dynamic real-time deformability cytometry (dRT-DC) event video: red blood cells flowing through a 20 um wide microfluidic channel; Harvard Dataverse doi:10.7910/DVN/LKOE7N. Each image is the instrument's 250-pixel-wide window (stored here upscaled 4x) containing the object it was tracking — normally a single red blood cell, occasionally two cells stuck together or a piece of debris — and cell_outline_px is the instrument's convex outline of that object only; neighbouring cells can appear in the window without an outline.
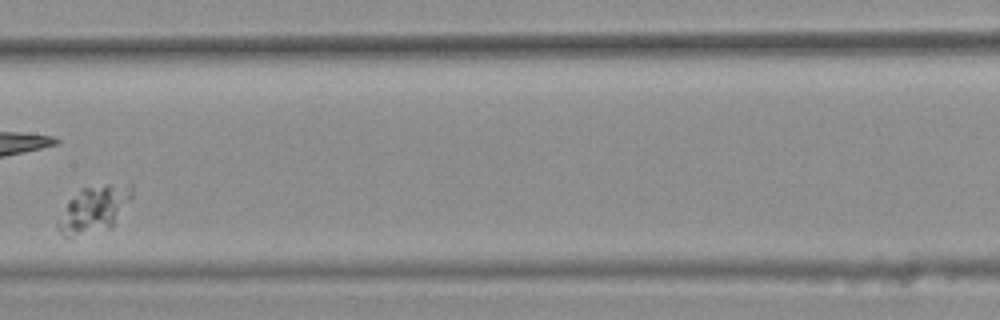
{"species": "common noctule bat (a hibernating species)", "species_latin": "Nyctalus noctula", "temperature_condition": "warm", "stored_images_in_passage": 8, "camera_frame_rate_fps": 3000, "um_per_image_px": 0.085, "animal": {"sex": "female", "body_mass_g": 25.1}, "frame": {"image": 1, "passage_image": 6, "time_ms": 1.667, "image_size_px": [1000, 320], "cell_outline_px": [[132, 196], [112, 228], [68, 236], [64, 236], [56, 228], [56, 224], [68, 200], [80, 188], [104, 184], [132, 180]], "centroid_in_image_um": [8.04, 17.7], "position_along_channel_um": 199.4, "area_um2": 20.35}}
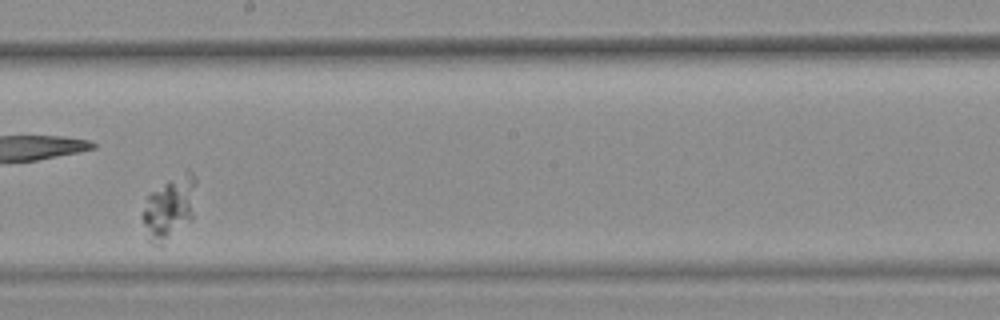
{"frame": {"image": 2, "passage_image": 7, "time_ms": 2.0, "image_size_px": [1000, 320], "cell_outline_px": [[192, 220], [160, 248], [148, 240], [140, 216], [148, 196], [152, 192], [168, 180], [176, 184], [188, 204], [192, 212]], "centroid_in_image_um": [14.04, 18.17], "position_along_channel_um": 234.2, "area_um2": 16.07}}
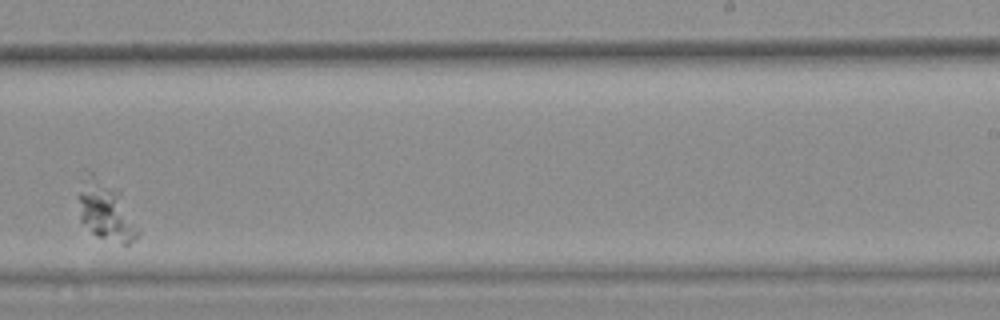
{"frame": {"image": 3, "passage_image": 8, "time_ms": 2.333, "image_size_px": [1000, 320], "cell_outline_px": [[140, 232], [128, 244], [124, 244], [96, 236], [80, 220], [76, 196], [80, 192], [120, 192], [140, 228]], "centroid_in_image_um": [9.15, 18.37], "position_along_channel_um": 279.8, "area_um2": 17.17}}